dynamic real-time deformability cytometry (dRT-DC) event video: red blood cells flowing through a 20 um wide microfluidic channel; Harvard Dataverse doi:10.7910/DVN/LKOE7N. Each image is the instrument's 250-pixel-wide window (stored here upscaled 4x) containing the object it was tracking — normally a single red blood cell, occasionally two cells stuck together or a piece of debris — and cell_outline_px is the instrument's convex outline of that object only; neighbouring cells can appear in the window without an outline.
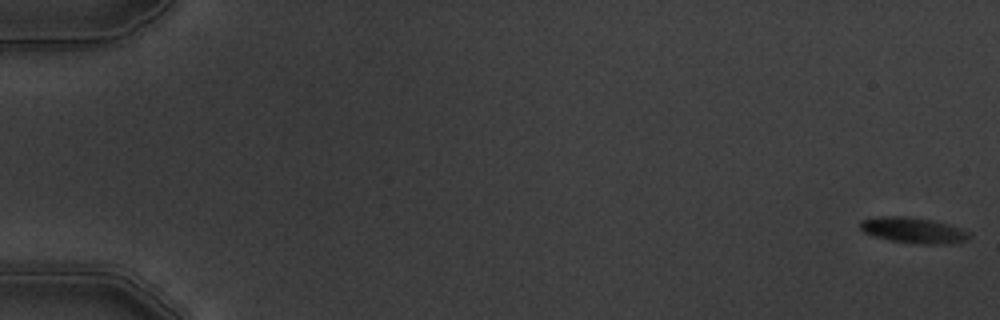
{"species": "common noctule bat (a hibernating species)", "species_latin": "Nyctalus noctula", "temperature_condition": "warm", "stored_images_in_passage": 6, "camera_frame_rate_fps": 3000, "um_per_image_px": 0.085, "animal": {"sex": "male", "body_mass_g": 19.5, "forearm_length_mm": 54.6}, "frame": {"image": 1, "passage_image": 1, "time_ms": 0.0, "image_size_px": [1000, 320], "cell_outline_px": [[972, 236], [968, 240], [944, 244], [924, 244], [892, 240], [876, 236], [864, 232], [860, 228], [860, 220], [880, 216], [904, 216], [932, 220], [948, 224], [972, 232]], "centroid_in_image_um": [77.68, 19.56], "position_along_channel_um": 7.3, "area_um2": 16.24}}
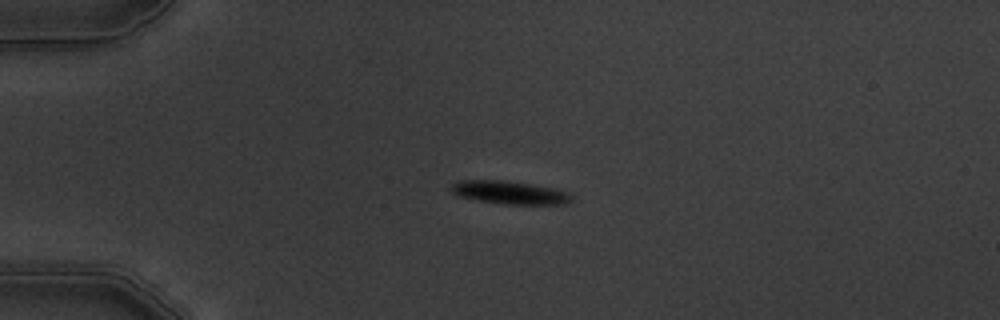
{"frame": {"image": 2, "passage_image": 5, "time_ms": 4.667, "image_size_px": [1000, 320], "cell_outline_px": [[572, 200], [564, 204], [504, 204], [476, 200], [460, 196], [452, 192], [448, 188], [452, 184], [460, 180], [500, 180], [528, 184], [552, 188], [572, 192]], "centroid_in_image_um": [43.31, 16.37], "position_along_channel_um": 41.7, "area_um2": 16.13}}